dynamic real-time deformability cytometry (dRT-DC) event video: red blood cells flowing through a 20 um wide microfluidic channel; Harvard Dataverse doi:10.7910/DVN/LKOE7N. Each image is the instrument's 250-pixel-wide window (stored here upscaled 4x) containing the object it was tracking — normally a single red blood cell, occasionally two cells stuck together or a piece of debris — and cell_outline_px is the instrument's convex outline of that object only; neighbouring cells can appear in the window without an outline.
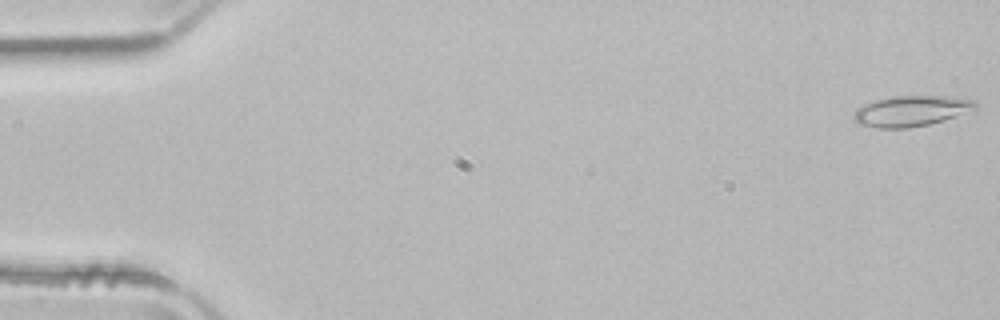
{"species": "common noctule bat (a hibernating species)", "species_latin": "Nyctalus noctula", "temperature_condition": "room temperature", "stored_images_in_passage": 52, "camera_frame_rate_fps": 3000, "um_per_image_px": 0.085, "animal": {"sex": "male", "body_mass_g": 21.5, "forearm_length_mm": 52.0}, "frame": {"image": 1, "passage_image": 1, "time_ms": 0.0, "image_size_px": [1000, 320], "cell_outline_px": [[976, 108], [944, 120], [928, 124], [908, 128], [880, 128], [856, 124], [852, 120], [852, 116], [864, 104], [876, 100], [892, 96], [952, 96], [976, 100]], "centroid_in_image_um": [77.43, 9.43], "position_along_channel_um": 7.6, "area_um2": 21.62}}
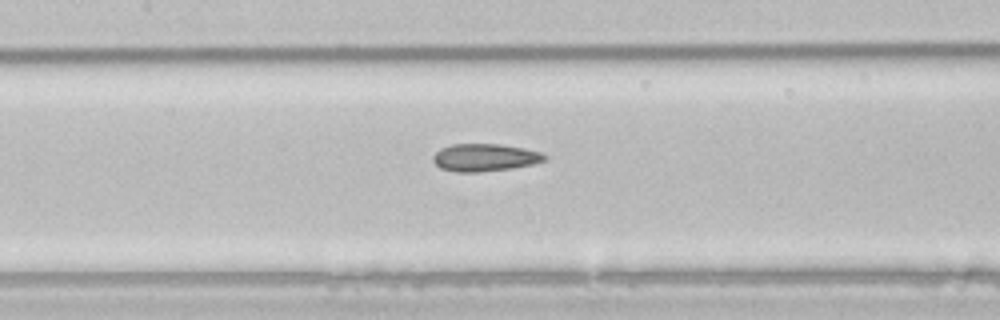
{"frame": {"image": 2, "passage_image": 24, "time_ms": 7.667, "image_size_px": [1000, 320], "cell_outline_px": [[548, 156], [544, 160], [532, 164], [512, 168], [480, 172], [456, 172], [440, 168], [432, 160], [432, 156], [440, 148], [452, 144], [500, 144], [524, 148], [540, 152]], "centroid_in_image_um": [41.18, 13.39], "position_along_channel_um": 166.2, "area_um2": 17.92}}
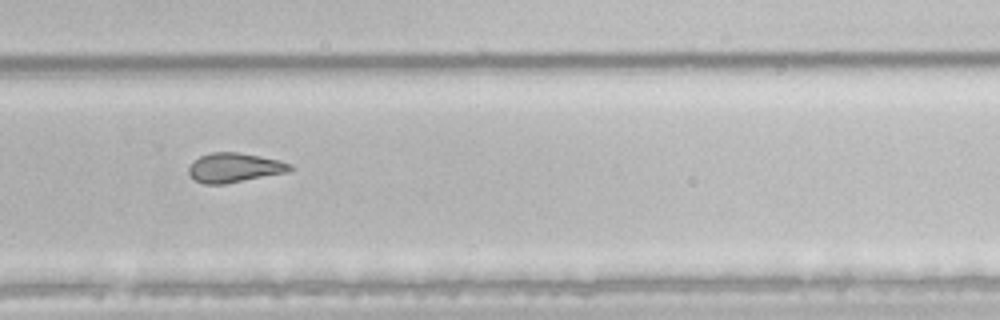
{"frame": {"image": 3, "passage_image": 35, "time_ms": 11.333, "image_size_px": [1000, 320], "cell_outline_px": [[296, 168], [288, 172], [224, 184], [204, 184], [196, 180], [188, 172], [188, 168], [192, 160], [200, 156], [212, 152], [236, 152], [260, 156], [280, 160], [292, 164]], "centroid_in_image_um": [19.95, 14.24], "position_along_channel_um": 309.9, "area_um2": 17.46}, "authors_computed_cell_mechanics": {"area_um2": 19.3052, "velocity_mm_per_s": 3.9445, "shape_relaxation_time_tau1_ms": null, "shape_relaxation_time_tau2_ms": 3.7807, "deformation_change_tau1": null, "deformation_change_tau2": 0.1272}}